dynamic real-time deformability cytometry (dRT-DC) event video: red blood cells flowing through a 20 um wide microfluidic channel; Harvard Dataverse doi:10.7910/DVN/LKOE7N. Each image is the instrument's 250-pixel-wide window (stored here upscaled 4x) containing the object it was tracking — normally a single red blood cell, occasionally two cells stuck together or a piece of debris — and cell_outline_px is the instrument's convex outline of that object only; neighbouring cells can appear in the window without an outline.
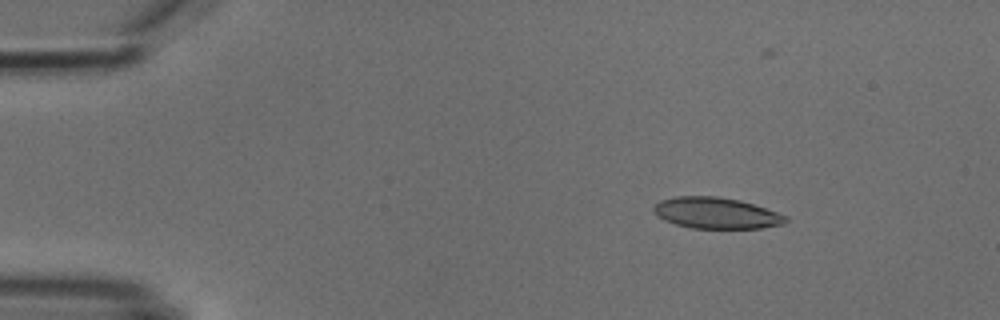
{"species": "common noctule bat (a hibernating species)", "species_latin": "Nyctalus noctula", "temperature_condition": "cold", "stored_images_in_passage": 6, "camera_frame_rate_fps": 3000, "um_per_image_px": 0.085, "animal": {"sex": "male", "body_mass_g": 18.8}, "frame": {"image": 1, "passage_image": 3, "time_ms": 2.333, "image_size_px": [1000, 320], "cell_outline_px": [[788, 220], [784, 224], [760, 228], [692, 228], [676, 224], [664, 220], [656, 216], [652, 212], [652, 208], [660, 200], [676, 196], [716, 196], [740, 200], [788, 216]], "centroid_in_image_um": [60.84, 18.11], "position_along_channel_um": 24.2, "area_um2": 23.99}}
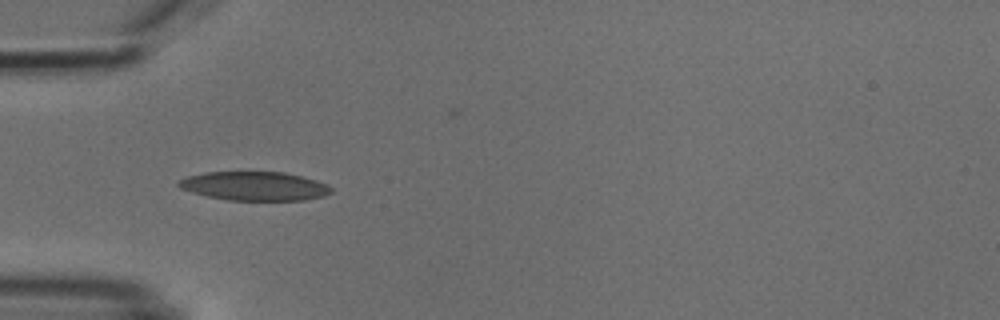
{"frame": {"image": 2, "passage_image": 5, "time_ms": 5.333, "image_size_px": [1000, 320], "cell_outline_px": [[332, 192], [324, 196], [304, 200], [228, 200], [208, 196], [192, 192], [180, 188], [176, 184], [180, 180], [188, 176], [204, 172], [284, 172], [316, 180], [328, 184], [332, 188]], "centroid_in_image_um": [21.65, 15.81], "position_along_channel_um": 63.3, "area_um2": 25.61}}
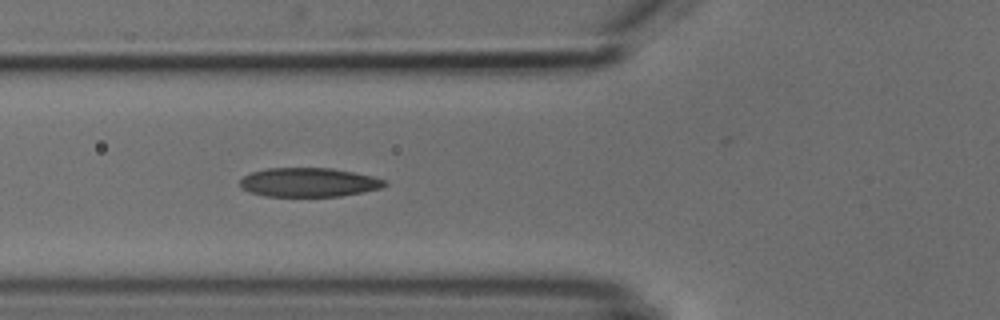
{"frame": {"image": 3, "passage_image": 6, "time_ms": 6.333, "image_size_px": [1000, 320], "cell_outline_px": [[388, 184], [380, 188], [364, 192], [340, 196], [264, 196], [248, 192], [240, 188], [240, 180], [244, 176], [252, 172], [268, 168], [332, 168], [372, 176], [384, 180]], "centroid_in_image_um": [26.21, 15.5], "position_along_channel_um": 99.6, "area_um2": 24.45}}